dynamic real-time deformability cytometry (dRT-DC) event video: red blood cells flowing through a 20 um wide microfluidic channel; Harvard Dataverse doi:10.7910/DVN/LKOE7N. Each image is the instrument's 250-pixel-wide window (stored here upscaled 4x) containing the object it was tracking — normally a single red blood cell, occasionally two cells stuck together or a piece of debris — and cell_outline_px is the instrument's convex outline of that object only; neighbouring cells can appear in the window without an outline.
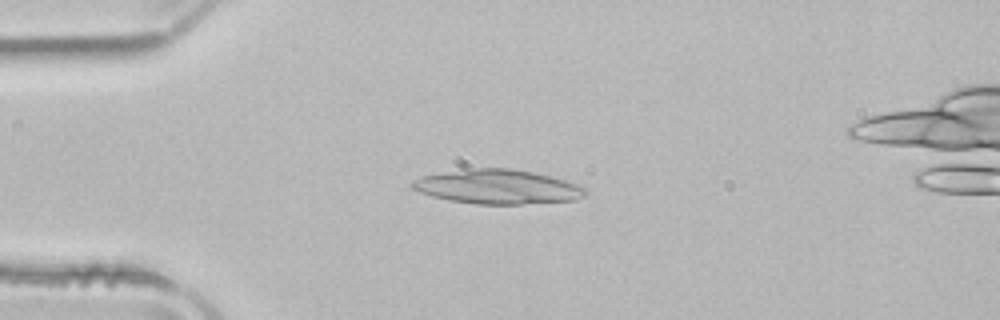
{"species": "common noctule bat (a hibernating species)", "species_latin": "Nyctalus noctula", "temperature_condition": "room temperature", "stored_images_in_passage": 3, "camera_frame_rate_fps": 3000, "um_per_image_px": 0.085, "animal": {"sex": "male", "body_mass_g": 21.5, "forearm_length_mm": 52.0}, "frame": {"image": 1, "passage_image": 2, "time_ms": 0.333, "image_size_px": [1000, 320], "cell_outline_px": [[588, 192], [584, 196], [576, 200], [520, 204], [476, 204], [448, 200], [432, 196], [420, 192], [412, 188], [408, 184], [412, 180], [424, 176], [444, 172], [476, 168], [512, 168], [532, 172], [580, 184]], "centroid_in_image_um": [42.3, 15.88], "position_along_channel_um": 42.7, "area_um2": 34.56}}